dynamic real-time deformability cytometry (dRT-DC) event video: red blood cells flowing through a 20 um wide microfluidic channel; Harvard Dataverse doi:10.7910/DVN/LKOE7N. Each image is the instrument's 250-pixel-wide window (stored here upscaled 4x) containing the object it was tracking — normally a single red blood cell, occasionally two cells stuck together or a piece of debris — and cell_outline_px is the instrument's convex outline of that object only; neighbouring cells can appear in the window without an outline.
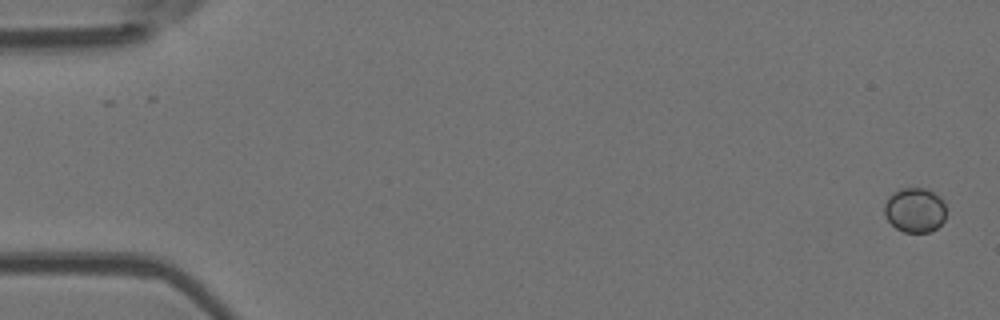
{"species": "Egyptian fruit bat (a non-hibernating species)", "species_latin": "Rousettus aegyptiacus", "temperature_condition": "room temperature", "stored_images_in_passage": 6, "camera_frame_rate_fps": 3000, "um_per_image_px": 0.085, "animal": {"sex": "female"}, "frame": {"image": 1, "passage_image": 1, "time_ms": 0.0, "image_size_px": [1000, 320], "cell_outline_px": [[944, 220], [936, 228], [928, 232], [904, 232], [896, 228], [884, 216], [884, 204], [888, 196], [900, 188], [924, 188], [940, 196], [944, 200]], "centroid_in_image_um": [77.74, 17.84], "position_along_channel_um": 7.3, "area_um2": 16.07}}
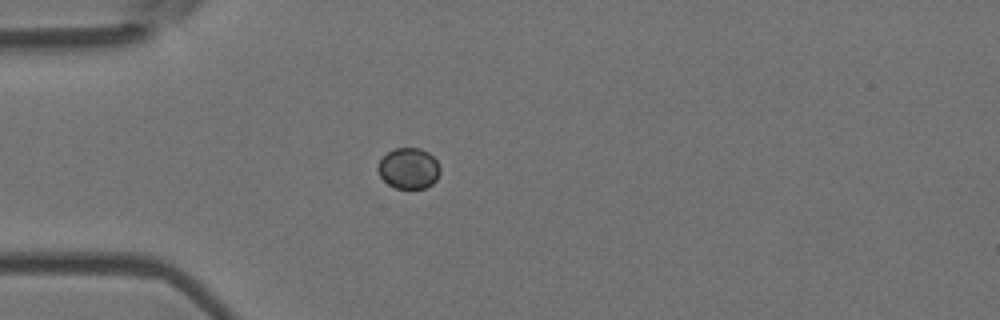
{"frame": {"image": 2, "passage_image": 4, "time_ms": 4.667, "image_size_px": [1000, 320], "cell_outline_px": [[440, 172], [436, 180], [432, 184], [424, 188], [396, 188], [388, 184], [380, 176], [376, 168], [380, 160], [388, 152], [396, 148], [420, 148], [428, 152], [436, 160], [440, 168]], "centroid_in_image_um": [34.74, 14.31], "position_along_channel_um": 50.3, "area_um2": 14.74}}
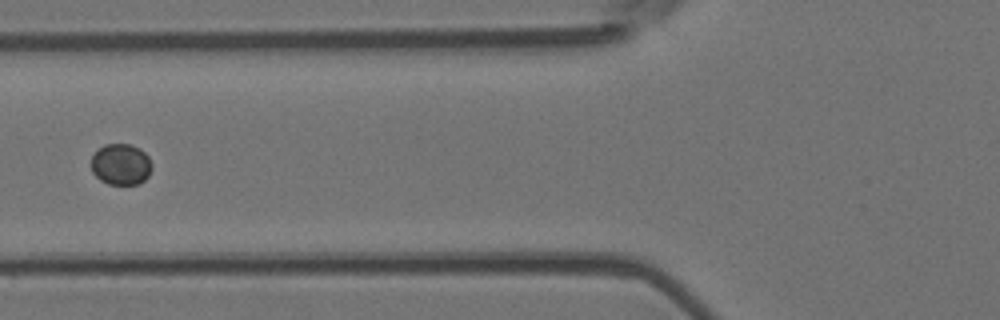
{"frame": {"image": 3, "passage_image": 6, "time_ms": 6.667, "image_size_px": [1000, 320], "cell_outline_px": [[152, 168], [148, 176], [140, 184], [108, 184], [100, 180], [92, 172], [92, 156], [104, 144], [132, 144], [140, 148], [148, 156], [152, 164]], "centroid_in_image_um": [10.3, 13.97], "position_along_channel_um": 115.5, "area_um2": 14.62}}